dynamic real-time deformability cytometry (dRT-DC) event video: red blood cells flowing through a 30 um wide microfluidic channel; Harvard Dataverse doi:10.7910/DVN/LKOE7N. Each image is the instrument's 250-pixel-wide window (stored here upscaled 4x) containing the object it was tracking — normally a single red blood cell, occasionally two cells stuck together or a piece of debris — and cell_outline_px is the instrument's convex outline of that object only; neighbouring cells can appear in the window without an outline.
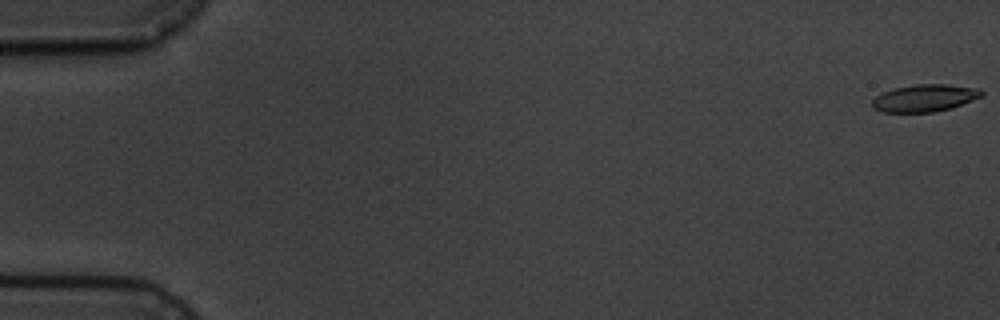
{"species": "common noctule bat (a hibernating species)", "species_latin": "Nyctalus noctula", "temperature_condition": "cold", "stored_images_in_passage": 8, "camera_frame_rate_fps": 3000, "um_per_image_px": 0.085, "animal": {"sex": "male", "body_mass_g": 19.5, "forearm_length_mm": 54.6}, "frame": {"image": 1, "passage_image": 1, "time_ms": 0.0, "image_size_px": [1000, 320], "cell_outline_px": [[984, 96], [952, 108], [936, 112], [884, 112], [872, 108], [872, 100], [876, 96], [892, 88], [916, 84], [948, 84], [980, 88], [984, 92]], "centroid_in_image_um": [78.64, 8.33], "position_along_channel_um": 6.4, "area_um2": 17.63}}
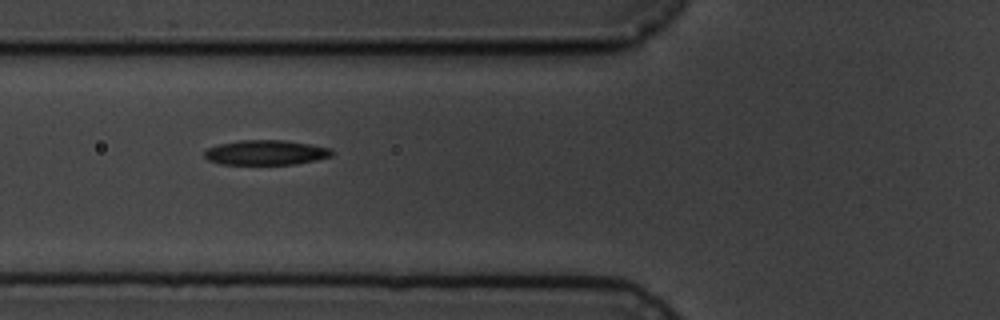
{"frame": {"image": 2, "passage_image": 7, "time_ms": 7.0, "image_size_px": [1000, 320], "cell_outline_px": [[332, 156], [316, 160], [296, 164], [220, 164], [208, 160], [204, 156], [204, 152], [208, 148], [220, 144], [240, 140], [284, 140], [332, 148]], "centroid_in_image_um": [22.6, 12.97], "position_along_channel_um": 103.2, "area_um2": 18.38}}
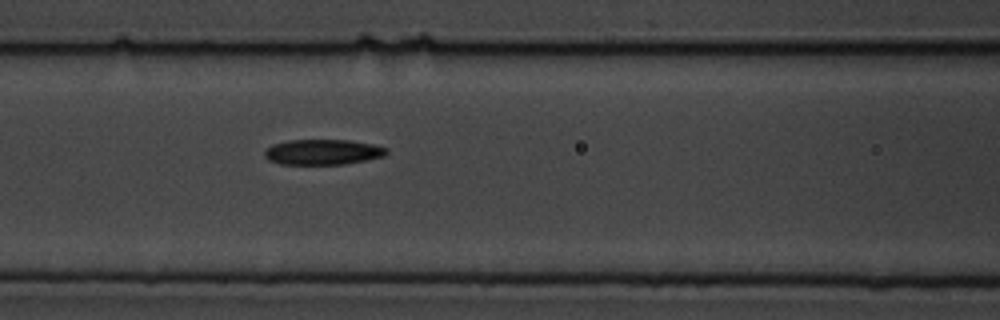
{"frame": {"image": 3, "passage_image": 8, "time_ms": 8.0, "image_size_px": [1000, 320], "cell_outline_px": [[388, 152], [384, 156], [344, 164], [280, 164], [268, 160], [264, 156], [264, 152], [272, 144], [288, 140], [348, 140], [376, 144], [388, 148]], "centroid_in_image_um": [27.44, 12.91], "position_along_channel_um": 139.2, "area_um2": 18.09}}